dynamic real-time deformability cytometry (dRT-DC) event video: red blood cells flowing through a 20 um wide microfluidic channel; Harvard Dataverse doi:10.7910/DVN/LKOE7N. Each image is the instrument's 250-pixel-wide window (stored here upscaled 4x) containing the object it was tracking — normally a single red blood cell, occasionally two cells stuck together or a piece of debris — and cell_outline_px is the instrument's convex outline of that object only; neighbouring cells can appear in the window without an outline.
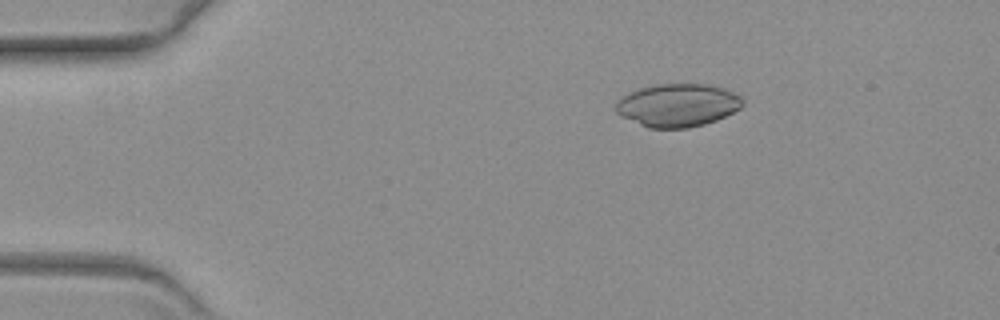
{"species": "common noctule bat (a hibernating species)", "species_latin": "Nyctalus noctula", "temperature_condition": "warm", "stored_images_in_passage": 42, "camera_frame_rate_fps": 3000, "um_per_image_px": 0.085, "animal": {"sex": "female", "body_mass_g": 19.3, "forearm_length_mm": 54.1}, "frame": {"image": 1, "passage_image": 4, "time_ms": 1.0, "image_size_px": [1000, 320], "cell_outline_px": [[744, 104], [740, 108], [716, 120], [704, 124], [688, 128], [648, 128], [620, 116], [616, 112], [616, 100], [620, 96], [628, 92], [640, 88], [656, 84], [704, 84], [724, 88], [740, 96], [744, 100]], "centroid_in_image_um": [57.56, 8.94], "position_along_channel_um": 27.4, "area_um2": 31.91}}
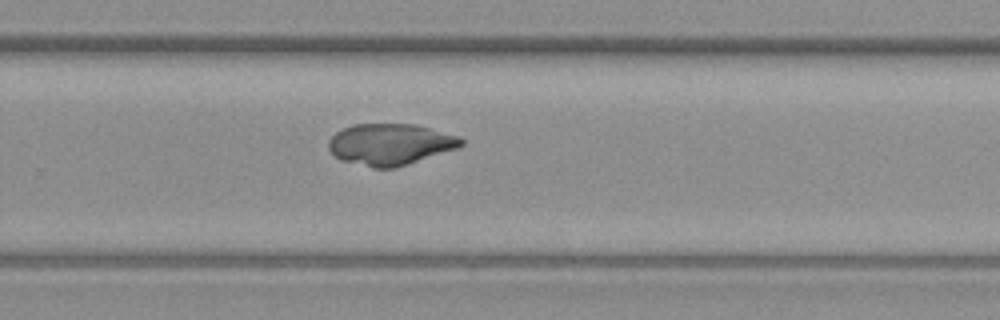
{"frame": {"image": 2, "passage_image": 33, "time_ms": 10.667, "image_size_px": [1000, 320], "cell_outline_px": [[464, 144], [456, 148], [396, 168], [372, 168], [340, 160], [328, 148], [328, 140], [336, 132], [352, 124], [416, 124], [460, 136], [464, 140]], "centroid_in_image_um": [33.16, 12.26], "position_along_channel_um": 296.6, "area_um2": 32.02}}
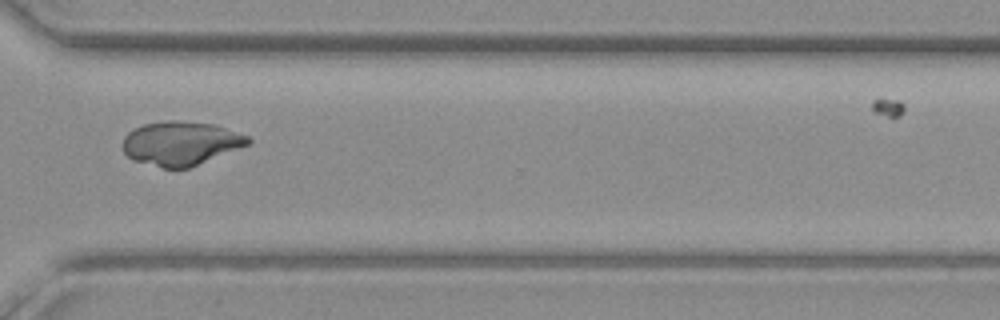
{"frame": {"image": 3, "passage_image": 38, "time_ms": 12.333, "image_size_px": [1000, 320], "cell_outline_px": [[252, 140], [248, 144], [188, 168], [164, 168], [132, 160], [124, 152], [124, 136], [128, 132], [144, 124], [168, 120], [176, 120], [212, 124], [248, 136]], "centroid_in_image_um": [15.33, 12.18], "position_along_channel_um": 355.3, "area_um2": 31.5}}